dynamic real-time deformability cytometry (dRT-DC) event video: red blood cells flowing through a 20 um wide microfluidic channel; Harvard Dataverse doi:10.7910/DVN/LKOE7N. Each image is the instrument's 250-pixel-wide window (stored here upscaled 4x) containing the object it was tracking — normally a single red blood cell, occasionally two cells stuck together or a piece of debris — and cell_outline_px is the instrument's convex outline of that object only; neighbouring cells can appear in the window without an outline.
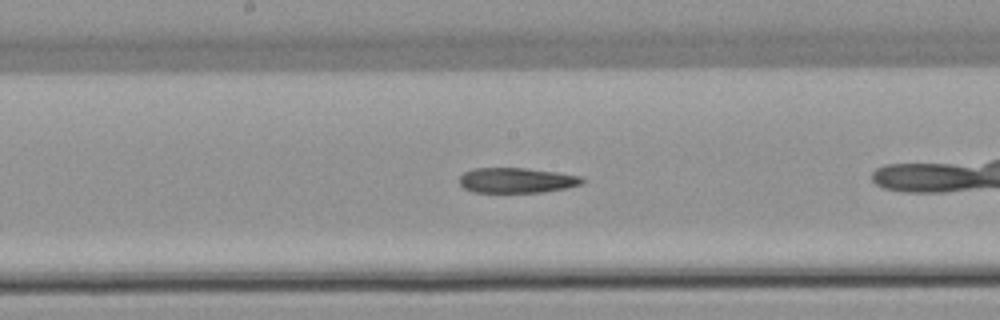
{"species": "common noctule bat (a hibernating species)", "species_latin": "Nyctalus noctula", "temperature_condition": "warm", "stored_images_in_passage": 26, "camera_frame_rate_fps": 3000, "um_per_image_px": 0.085, "animal": {"sex": "female", "body_mass_g": 22.7, "forearm_length_mm": 54.2}, "frame": {"image": 1, "passage_image": 12, "time_ms": 3.667, "image_size_px": [1000, 320], "cell_outline_px": [[584, 184], [568, 188], [544, 192], [472, 192], [464, 188], [456, 180], [464, 172], [472, 168], [524, 168], [556, 172], [584, 176]], "centroid_in_image_um": [43.93, 15.33], "position_along_channel_um": 204.3, "area_um2": 18.32}}
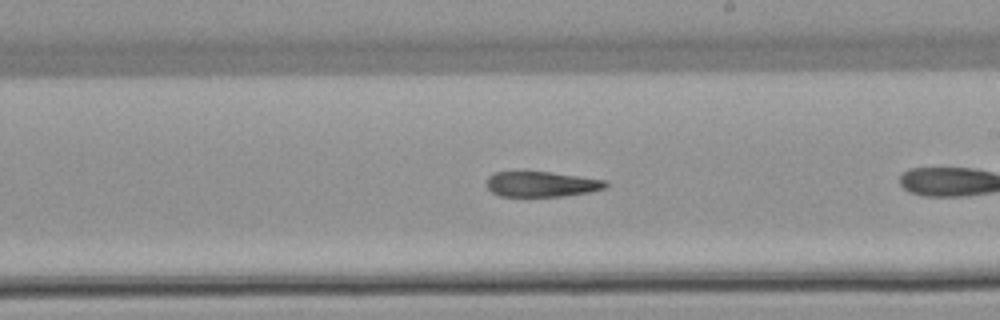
{"frame": {"image": 2, "passage_image": 15, "time_ms": 4.667, "image_size_px": [1000, 320], "cell_outline_px": [[608, 188], [588, 192], [564, 196], [500, 196], [492, 192], [484, 184], [488, 176], [492, 172], [552, 172], [608, 180]], "centroid_in_image_um": [46.04, 15.65], "position_along_channel_um": 243.0, "area_um2": 17.8}}
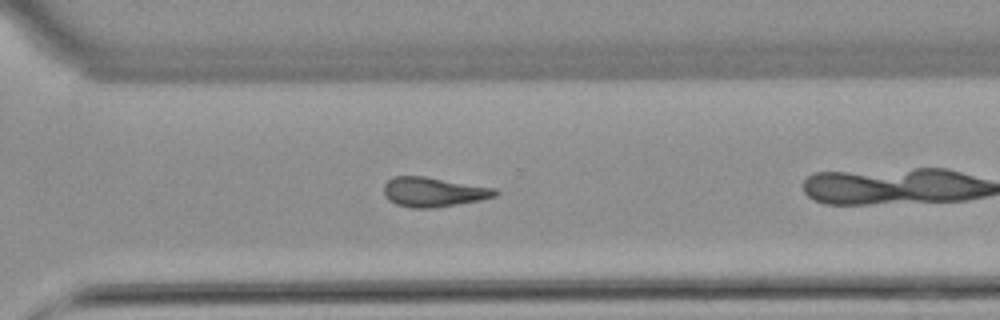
{"frame": {"image": 3, "passage_image": 22, "time_ms": 7.0, "image_size_px": [1000, 320], "cell_outline_px": [[500, 192], [496, 196], [480, 200], [432, 208], [412, 208], [396, 204], [388, 200], [384, 192], [384, 184], [392, 176], [424, 176], [496, 188]], "centroid_in_image_um": [36.84, 16.31], "position_along_channel_um": 333.8, "area_um2": 19.19}}